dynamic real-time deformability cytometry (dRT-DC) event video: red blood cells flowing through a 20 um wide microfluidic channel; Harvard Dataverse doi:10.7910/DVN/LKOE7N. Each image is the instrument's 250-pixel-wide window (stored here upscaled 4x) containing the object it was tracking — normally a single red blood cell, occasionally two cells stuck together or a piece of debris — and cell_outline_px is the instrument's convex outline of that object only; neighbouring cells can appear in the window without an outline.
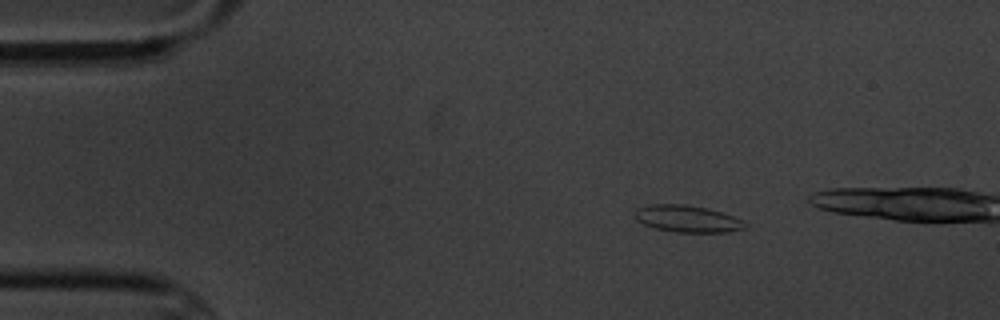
{"species": "common noctule bat (a hibernating species)", "species_latin": "Nyctalus noctula", "temperature_condition": "cold", "stored_images_in_passage": 3, "camera_frame_rate_fps": 3000, "um_per_image_px": 0.085, "animal": {"sex": "male", "body_mass_g": 20.1, "forearm_length_mm": 53.5}, "frame": {"image": 1, "passage_image": 1, "time_ms": 0.0, "image_size_px": [1000, 320], "cell_outline_px": [[748, 228], [728, 232], [676, 232], [656, 228], [644, 224], [636, 220], [636, 208], [652, 204], [684, 204], [708, 208], [744, 220], [748, 224]], "centroid_in_image_um": [58.47, 18.6], "position_along_channel_um": 26.5, "area_um2": 17.28}}